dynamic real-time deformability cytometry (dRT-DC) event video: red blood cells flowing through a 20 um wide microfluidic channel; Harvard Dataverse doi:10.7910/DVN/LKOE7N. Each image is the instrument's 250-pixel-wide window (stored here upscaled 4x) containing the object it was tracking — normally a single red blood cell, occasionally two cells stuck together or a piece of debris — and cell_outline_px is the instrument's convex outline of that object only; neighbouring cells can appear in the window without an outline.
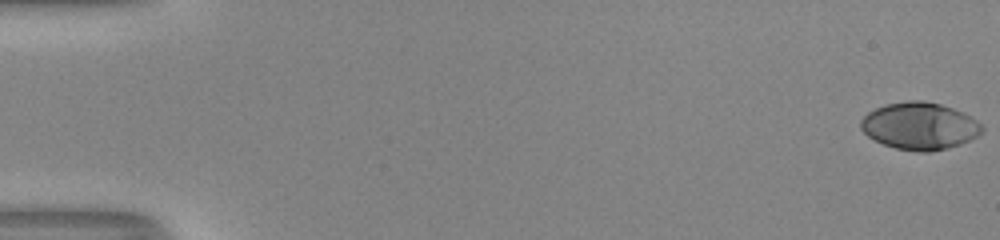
{"species": "human", "species_latin": "Homo sapiens", "temperature_condition": "room temperature", "stored_images_in_passage": 54, "camera_frame_rate_fps": 3000, "um_per_image_px": 0.085, "donor": {"sex": "male"}, "frame": {"image": 1, "passage_image": 1, "time_ms": 0.0, "image_size_px": [1000, 240], "cell_outline_px": [[984, 132], [960, 144], [948, 148], [928, 152], [920, 152], [896, 148], [884, 144], [868, 136], [860, 128], [860, 120], [868, 112], [884, 104], [908, 100], [924, 100], [940, 104], [952, 108], [976, 120], [984, 128]], "centroid_in_image_um": [78.15, 10.7], "position_along_channel_um": 6.9, "area_um2": 33.18}}
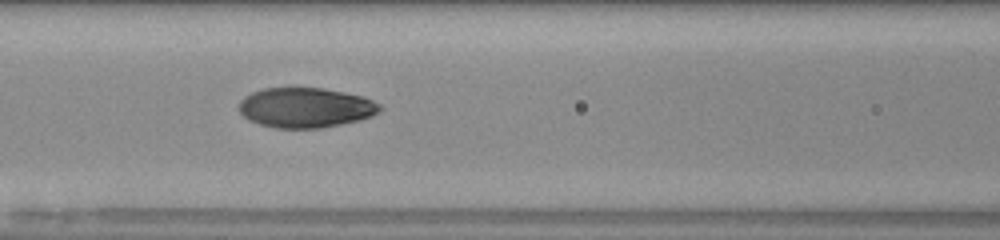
{"frame": {"image": 2, "passage_image": 25, "time_ms": 8.0, "image_size_px": [1000, 240], "cell_outline_px": [[384, 108], [380, 112], [372, 116], [360, 120], [320, 128], [276, 128], [260, 124], [248, 120], [240, 112], [240, 100], [244, 96], [252, 92], [264, 88], [292, 84], [324, 88], [364, 96], [380, 104]], "centroid_in_image_um": [25.98, 9.1], "position_along_channel_um": 140.6, "area_um2": 33.81}}
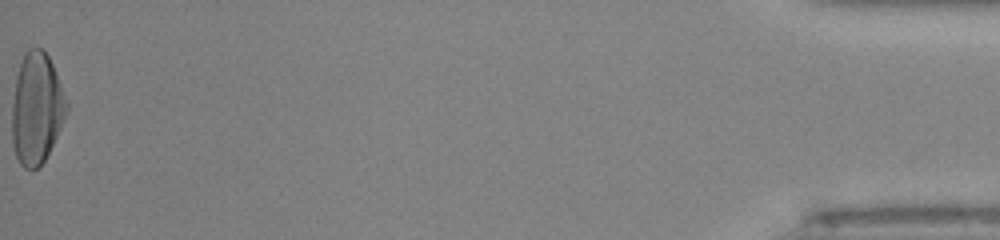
{"frame": {"image": 3, "passage_image": 54, "time_ms": 17.667, "image_size_px": [1000, 240], "cell_outline_px": [[68, 112], [44, 160], [36, 168], [24, 168], [20, 164], [16, 156], [12, 144], [12, 104], [16, 76], [24, 52], [28, 48], [44, 48], [52, 64], [68, 104]], "centroid_in_image_um": [3.09, 9.19], "position_along_channel_um": 432.1, "area_um2": 35.14}, "authors_computed_cell_mechanics": {"area_um2": 32.946, "velocity_mm_per_s": 4.0598, "shape_relaxation_time_tau1_ms": 5.2484, "shape_relaxation_time_tau2_ms": 0.8533, "deformation_change_tau1": 0.2296, "deformation_change_tau2": 0.0443}}